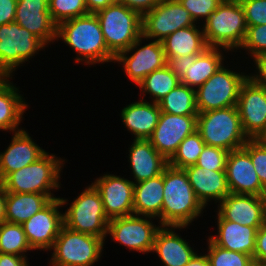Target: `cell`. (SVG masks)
Masks as SVG:
<instances>
[{"label": "cell", "instance_id": "9", "mask_svg": "<svg viewBox=\"0 0 266 266\" xmlns=\"http://www.w3.org/2000/svg\"><path fill=\"white\" fill-rule=\"evenodd\" d=\"M45 47L42 40L15 21L0 25V73L12 77L18 66Z\"/></svg>", "mask_w": 266, "mask_h": 266}, {"label": "cell", "instance_id": "34", "mask_svg": "<svg viewBox=\"0 0 266 266\" xmlns=\"http://www.w3.org/2000/svg\"><path fill=\"white\" fill-rule=\"evenodd\" d=\"M31 250L22 224L7 221L0 224V253L26 256Z\"/></svg>", "mask_w": 266, "mask_h": 266}, {"label": "cell", "instance_id": "8", "mask_svg": "<svg viewBox=\"0 0 266 266\" xmlns=\"http://www.w3.org/2000/svg\"><path fill=\"white\" fill-rule=\"evenodd\" d=\"M109 218L100 192L93 184L86 187L63 213L64 226L71 230L106 239Z\"/></svg>", "mask_w": 266, "mask_h": 266}, {"label": "cell", "instance_id": "33", "mask_svg": "<svg viewBox=\"0 0 266 266\" xmlns=\"http://www.w3.org/2000/svg\"><path fill=\"white\" fill-rule=\"evenodd\" d=\"M180 83V78L166 65L147 75L138 86L145 93L142 95L148 93L153 102L158 103Z\"/></svg>", "mask_w": 266, "mask_h": 266}, {"label": "cell", "instance_id": "25", "mask_svg": "<svg viewBox=\"0 0 266 266\" xmlns=\"http://www.w3.org/2000/svg\"><path fill=\"white\" fill-rule=\"evenodd\" d=\"M217 219L218 235L208 237L209 240L224 249L247 254L253 258L256 233L260 227L224 220L218 213Z\"/></svg>", "mask_w": 266, "mask_h": 266}, {"label": "cell", "instance_id": "12", "mask_svg": "<svg viewBox=\"0 0 266 266\" xmlns=\"http://www.w3.org/2000/svg\"><path fill=\"white\" fill-rule=\"evenodd\" d=\"M192 25H196L194 20L178 0H163L142 16V35L147 41H162L176 30Z\"/></svg>", "mask_w": 266, "mask_h": 266}, {"label": "cell", "instance_id": "53", "mask_svg": "<svg viewBox=\"0 0 266 266\" xmlns=\"http://www.w3.org/2000/svg\"><path fill=\"white\" fill-rule=\"evenodd\" d=\"M265 225H266V209H265Z\"/></svg>", "mask_w": 266, "mask_h": 266}, {"label": "cell", "instance_id": "32", "mask_svg": "<svg viewBox=\"0 0 266 266\" xmlns=\"http://www.w3.org/2000/svg\"><path fill=\"white\" fill-rule=\"evenodd\" d=\"M161 112L174 115H198L195 90L179 84L158 102Z\"/></svg>", "mask_w": 266, "mask_h": 266}, {"label": "cell", "instance_id": "29", "mask_svg": "<svg viewBox=\"0 0 266 266\" xmlns=\"http://www.w3.org/2000/svg\"><path fill=\"white\" fill-rule=\"evenodd\" d=\"M161 42L166 59L173 56L201 54L208 48L204 38L203 28H197L196 25L176 30Z\"/></svg>", "mask_w": 266, "mask_h": 266}, {"label": "cell", "instance_id": "31", "mask_svg": "<svg viewBox=\"0 0 266 266\" xmlns=\"http://www.w3.org/2000/svg\"><path fill=\"white\" fill-rule=\"evenodd\" d=\"M220 49L227 50L219 47H208L201 54H198L195 62L180 78L181 84L194 90L204 84L224 63L225 58Z\"/></svg>", "mask_w": 266, "mask_h": 266}, {"label": "cell", "instance_id": "51", "mask_svg": "<svg viewBox=\"0 0 266 266\" xmlns=\"http://www.w3.org/2000/svg\"><path fill=\"white\" fill-rule=\"evenodd\" d=\"M197 253L186 266H210L206 253L204 255Z\"/></svg>", "mask_w": 266, "mask_h": 266}, {"label": "cell", "instance_id": "35", "mask_svg": "<svg viewBox=\"0 0 266 266\" xmlns=\"http://www.w3.org/2000/svg\"><path fill=\"white\" fill-rule=\"evenodd\" d=\"M204 146L205 142L199 132L194 131L180 143L177 151L168 160V165L178 169L195 165Z\"/></svg>", "mask_w": 266, "mask_h": 266}, {"label": "cell", "instance_id": "28", "mask_svg": "<svg viewBox=\"0 0 266 266\" xmlns=\"http://www.w3.org/2000/svg\"><path fill=\"white\" fill-rule=\"evenodd\" d=\"M9 79L12 77L0 79V130H10L14 133L21 130L18 125L28 105L18 93L19 88H16Z\"/></svg>", "mask_w": 266, "mask_h": 266}, {"label": "cell", "instance_id": "13", "mask_svg": "<svg viewBox=\"0 0 266 266\" xmlns=\"http://www.w3.org/2000/svg\"><path fill=\"white\" fill-rule=\"evenodd\" d=\"M143 39L145 37L141 35L126 51L119 53L114 60L115 63H123L124 72L136 85H139L153 71L167 65L162 42L153 39L152 42L141 46ZM131 51L132 55L128 56Z\"/></svg>", "mask_w": 266, "mask_h": 266}, {"label": "cell", "instance_id": "2", "mask_svg": "<svg viewBox=\"0 0 266 266\" xmlns=\"http://www.w3.org/2000/svg\"><path fill=\"white\" fill-rule=\"evenodd\" d=\"M164 193L161 226H188L199 217L204 206L196 197L184 169L167 166L164 169Z\"/></svg>", "mask_w": 266, "mask_h": 266}, {"label": "cell", "instance_id": "47", "mask_svg": "<svg viewBox=\"0 0 266 266\" xmlns=\"http://www.w3.org/2000/svg\"><path fill=\"white\" fill-rule=\"evenodd\" d=\"M17 0H0V25L15 21Z\"/></svg>", "mask_w": 266, "mask_h": 266}, {"label": "cell", "instance_id": "42", "mask_svg": "<svg viewBox=\"0 0 266 266\" xmlns=\"http://www.w3.org/2000/svg\"><path fill=\"white\" fill-rule=\"evenodd\" d=\"M245 13L247 26L266 24V0H239Z\"/></svg>", "mask_w": 266, "mask_h": 266}, {"label": "cell", "instance_id": "37", "mask_svg": "<svg viewBox=\"0 0 266 266\" xmlns=\"http://www.w3.org/2000/svg\"><path fill=\"white\" fill-rule=\"evenodd\" d=\"M48 6L51 19L56 25L89 14L85 0H48Z\"/></svg>", "mask_w": 266, "mask_h": 266}, {"label": "cell", "instance_id": "49", "mask_svg": "<svg viewBox=\"0 0 266 266\" xmlns=\"http://www.w3.org/2000/svg\"><path fill=\"white\" fill-rule=\"evenodd\" d=\"M119 0H85L86 8L88 13L95 14L101 9L106 8L107 6L117 3Z\"/></svg>", "mask_w": 266, "mask_h": 266}, {"label": "cell", "instance_id": "10", "mask_svg": "<svg viewBox=\"0 0 266 266\" xmlns=\"http://www.w3.org/2000/svg\"><path fill=\"white\" fill-rule=\"evenodd\" d=\"M244 74L226 69L223 64L195 90L198 113L236 106L240 87L248 76Z\"/></svg>", "mask_w": 266, "mask_h": 266}, {"label": "cell", "instance_id": "21", "mask_svg": "<svg viewBox=\"0 0 266 266\" xmlns=\"http://www.w3.org/2000/svg\"><path fill=\"white\" fill-rule=\"evenodd\" d=\"M23 128L13 133L10 145L0 153V182L10 173L30 165L46 151L36 144Z\"/></svg>", "mask_w": 266, "mask_h": 266}, {"label": "cell", "instance_id": "22", "mask_svg": "<svg viewBox=\"0 0 266 266\" xmlns=\"http://www.w3.org/2000/svg\"><path fill=\"white\" fill-rule=\"evenodd\" d=\"M184 170L196 197L205 208L212 199L220 203L230 194L225 170H209L196 164Z\"/></svg>", "mask_w": 266, "mask_h": 266}, {"label": "cell", "instance_id": "46", "mask_svg": "<svg viewBox=\"0 0 266 266\" xmlns=\"http://www.w3.org/2000/svg\"><path fill=\"white\" fill-rule=\"evenodd\" d=\"M162 1L163 0H119L118 2L143 16Z\"/></svg>", "mask_w": 266, "mask_h": 266}, {"label": "cell", "instance_id": "17", "mask_svg": "<svg viewBox=\"0 0 266 266\" xmlns=\"http://www.w3.org/2000/svg\"><path fill=\"white\" fill-rule=\"evenodd\" d=\"M100 192L104 211L109 219L134 214V183L124 177L105 174L92 183Z\"/></svg>", "mask_w": 266, "mask_h": 266}, {"label": "cell", "instance_id": "40", "mask_svg": "<svg viewBox=\"0 0 266 266\" xmlns=\"http://www.w3.org/2000/svg\"><path fill=\"white\" fill-rule=\"evenodd\" d=\"M228 153L223 148L205 144L196 165L214 171L225 170Z\"/></svg>", "mask_w": 266, "mask_h": 266}, {"label": "cell", "instance_id": "52", "mask_svg": "<svg viewBox=\"0 0 266 266\" xmlns=\"http://www.w3.org/2000/svg\"><path fill=\"white\" fill-rule=\"evenodd\" d=\"M257 140H259L263 145L266 146V128L265 130L258 136Z\"/></svg>", "mask_w": 266, "mask_h": 266}, {"label": "cell", "instance_id": "27", "mask_svg": "<svg viewBox=\"0 0 266 266\" xmlns=\"http://www.w3.org/2000/svg\"><path fill=\"white\" fill-rule=\"evenodd\" d=\"M163 188L164 171L156 177L139 183H134V214L159 218L163 206Z\"/></svg>", "mask_w": 266, "mask_h": 266}, {"label": "cell", "instance_id": "41", "mask_svg": "<svg viewBox=\"0 0 266 266\" xmlns=\"http://www.w3.org/2000/svg\"><path fill=\"white\" fill-rule=\"evenodd\" d=\"M223 0H178V2L190 13L194 22L199 19L205 21L217 9Z\"/></svg>", "mask_w": 266, "mask_h": 266}, {"label": "cell", "instance_id": "14", "mask_svg": "<svg viewBox=\"0 0 266 266\" xmlns=\"http://www.w3.org/2000/svg\"><path fill=\"white\" fill-rule=\"evenodd\" d=\"M67 204L63 198L52 199L43 209L22 223L27 240L34 250H51L64 225L60 207Z\"/></svg>", "mask_w": 266, "mask_h": 266}, {"label": "cell", "instance_id": "26", "mask_svg": "<svg viewBox=\"0 0 266 266\" xmlns=\"http://www.w3.org/2000/svg\"><path fill=\"white\" fill-rule=\"evenodd\" d=\"M161 110L158 103L144 101L132 102L121 111V118L124 126L134 134V139L148 140L159 120Z\"/></svg>", "mask_w": 266, "mask_h": 266}, {"label": "cell", "instance_id": "18", "mask_svg": "<svg viewBox=\"0 0 266 266\" xmlns=\"http://www.w3.org/2000/svg\"><path fill=\"white\" fill-rule=\"evenodd\" d=\"M216 211L224 220L250 227L265 224L266 196L230 193Z\"/></svg>", "mask_w": 266, "mask_h": 266}, {"label": "cell", "instance_id": "39", "mask_svg": "<svg viewBox=\"0 0 266 266\" xmlns=\"http://www.w3.org/2000/svg\"><path fill=\"white\" fill-rule=\"evenodd\" d=\"M243 148L249 153L261 185L266 189V146L257 139H249Z\"/></svg>", "mask_w": 266, "mask_h": 266}, {"label": "cell", "instance_id": "5", "mask_svg": "<svg viewBox=\"0 0 266 266\" xmlns=\"http://www.w3.org/2000/svg\"><path fill=\"white\" fill-rule=\"evenodd\" d=\"M196 130L206 145L228 152L242 148L249 140L243 131L237 106L198 113Z\"/></svg>", "mask_w": 266, "mask_h": 266}, {"label": "cell", "instance_id": "48", "mask_svg": "<svg viewBox=\"0 0 266 266\" xmlns=\"http://www.w3.org/2000/svg\"><path fill=\"white\" fill-rule=\"evenodd\" d=\"M0 266H29L26 256L0 253Z\"/></svg>", "mask_w": 266, "mask_h": 266}, {"label": "cell", "instance_id": "23", "mask_svg": "<svg viewBox=\"0 0 266 266\" xmlns=\"http://www.w3.org/2000/svg\"><path fill=\"white\" fill-rule=\"evenodd\" d=\"M186 226H162L156 233L152 252L157 253L164 266H186L197 252L175 232Z\"/></svg>", "mask_w": 266, "mask_h": 266}, {"label": "cell", "instance_id": "19", "mask_svg": "<svg viewBox=\"0 0 266 266\" xmlns=\"http://www.w3.org/2000/svg\"><path fill=\"white\" fill-rule=\"evenodd\" d=\"M225 172L230 193L266 196V189L243 147L228 153Z\"/></svg>", "mask_w": 266, "mask_h": 266}, {"label": "cell", "instance_id": "15", "mask_svg": "<svg viewBox=\"0 0 266 266\" xmlns=\"http://www.w3.org/2000/svg\"><path fill=\"white\" fill-rule=\"evenodd\" d=\"M197 128V115H174L161 112L158 124L148 139L169 160L180 143Z\"/></svg>", "mask_w": 266, "mask_h": 266}, {"label": "cell", "instance_id": "43", "mask_svg": "<svg viewBox=\"0 0 266 266\" xmlns=\"http://www.w3.org/2000/svg\"><path fill=\"white\" fill-rule=\"evenodd\" d=\"M255 266L266 263V225H262L256 233L255 250L253 254Z\"/></svg>", "mask_w": 266, "mask_h": 266}, {"label": "cell", "instance_id": "38", "mask_svg": "<svg viewBox=\"0 0 266 266\" xmlns=\"http://www.w3.org/2000/svg\"><path fill=\"white\" fill-rule=\"evenodd\" d=\"M240 48L250 52L251 57L266 53V24L247 26L246 35Z\"/></svg>", "mask_w": 266, "mask_h": 266}, {"label": "cell", "instance_id": "6", "mask_svg": "<svg viewBox=\"0 0 266 266\" xmlns=\"http://www.w3.org/2000/svg\"><path fill=\"white\" fill-rule=\"evenodd\" d=\"M109 52L116 57L142 35V16L119 2L95 13Z\"/></svg>", "mask_w": 266, "mask_h": 266}, {"label": "cell", "instance_id": "3", "mask_svg": "<svg viewBox=\"0 0 266 266\" xmlns=\"http://www.w3.org/2000/svg\"><path fill=\"white\" fill-rule=\"evenodd\" d=\"M247 30L245 13L239 0H223L204 22L203 33L208 47L240 49Z\"/></svg>", "mask_w": 266, "mask_h": 266}, {"label": "cell", "instance_id": "7", "mask_svg": "<svg viewBox=\"0 0 266 266\" xmlns=\"http://www.w3.org/2000/svg\"><path fill=\"white\" fill-rule=\"evenodd\" d=\"M104 239L64 226L51 248V266H92L102 256Z\"/></svg>", "mask_w": 266, "mask_h": 266}, {"label": "cell", "instance_id": "50", "mask_svg": "<svg viewBox=\"0 0 266 266\" xmlns=\"http://www.w3.org/2000/svg\"><path fill=\"white\" fill-rule=\"evenodd\" d=\"M6 191L0 182V224L5 221Z\"/></svg>", "mask_w": 266, "mask_h": 266}, {"label": "cell", "instance_id": "4", "mask_svg": "<svg viewBox=\"0 0 266 266\" xmlns=\"http://www.w3.org/2000/svg\"><path fill=\"white\" fill-rule=\"evenodd\" d=\"M65 160L46 152L35 162L10 173L2 184L6 192L40 193L55 199L50 190L59 189L60 172Z\"/></svg>", "mask_w": 266, "mask_h": 266}, {"label": "cell", "instance_id": "30", "mask_svg": "<svg viewBox=\"0 0 266 266\" xmlns=\"http://www.w3.org/2000/svg\"><path fill=\"white\" fill-rule=\"evenodd\" d=\"M51 200L46 194L6 192L5 221L22 224Z\"/></svg>", "mask_w": 266, "mask_h": 266}, {"label": "cell", "instance_id": "16", "mask_svg": "<svg viewBox=\"0 0 266 266\" xmlns=\"http://www.w3.org/2000/svg\"><path fill=\"white\" fill-rule=\"evenodd\" d=\"M236 106L244 133L249 139H257L266 128V90L247 77Z\"/></svg>", "mask_w": 266, "mask_h": 266}, {"label": "cell", "instance_id": "24", "mask_svg": "<svg viewBox=\"0 0 266 266\" xmlns=\"http://www.w3.org/2000/svg\"><path fill=\"white\" fill-rule=\"evenodd\" d=\"M133 140L129 148L133 183H139L162 174L168 166V160L155 149L149 140Z\"/></svg>", "mask_w": 266, "mask_h": 266}, {"label": "cell", "instance_id": "20", "mask_svg": "<svg viewBox=\"0 0 266 266\" xmlns=\"http://www.w3.org/2000/svg\"><path fill=\"white\" fill-rule=\"evenodd\" d=\"M15 22L46 45L56 40L57 25L51 19L48 0H17Z\"/></svg>", "mask_w": 266, "mask_h": 266}, {"label": "cell", "instance_id": "11", "mask_svg": "<svg viewBox=\"0 0 266 266\" xmlns=\"http://www.w3.org/2000/svg\"><path fill=\"white\" fill-rule=\"evenodd\" d=\"M150 216L129 215L109 220L107 234L112 241L124 245L131 251L141 253L152 252L157 231L162 227L156 226Z\"/></svg>", "mask_w": 266, "mask_h": 266}, {"label": "cell", "instance_id": "1", "mask_svg": "<svg viewBox=\"0 0 266 266\" xmlns=\"http://www.w3.org/2000/svg\"><path fill=\"white\" fill-rule=\"evenodd\" d=\"M59 38L77 53L76 63H114L115 57L109 52L99 19L93 13L58 24L56 39Z\"/></svg>", "mask_w": 266, "mask_h": 266}, {"label": "cell", "instance_id": "44", "mask_svg": "<svg viewBox=\"0 0 266 266\" xmlns=\"http://www.w3.org/2000/svg\"><path fill=\"white\" fill-rule=\"evenodd\" d=\"M198 54H193L190 56H173L167 59V66L179 77L181 78L191 64L195 62Z\"/></svg>", "mask_w": 266, "mask_h": 266}, {"label": "cell", "instance_id": "45", "mask_svg": "<svg viewBox=\"0 0 266 266\" xmlns=\"http://www.w3.org/2000/svg\"><path fill=\"white\" fill-rule=\"evenodd\" d=\"M255 61L254 65H256L257 71V75L255 74H251L250 76L248 75L247 77L254 82L255 84H257L258 86L263 87L266 90V53H261L259 55H256L255 57H253Z\"/></svg>", "mask_w": 266, "mask_h": 266}, {"label": "cell", "instance_id": "36", "mask_svg": "<svg viewBox=\"0 0 266 266\" xmlns=\"http://www.w3.org/2000/svg\"><path fill=\"white\" fill-rule=\"evenodd\" d=\"M207 258L210 266H255L250 255L234 252L213 244L209 239Z\"/></svg>", "mask_w": 266, "mask_h": 266}]
</instances>
